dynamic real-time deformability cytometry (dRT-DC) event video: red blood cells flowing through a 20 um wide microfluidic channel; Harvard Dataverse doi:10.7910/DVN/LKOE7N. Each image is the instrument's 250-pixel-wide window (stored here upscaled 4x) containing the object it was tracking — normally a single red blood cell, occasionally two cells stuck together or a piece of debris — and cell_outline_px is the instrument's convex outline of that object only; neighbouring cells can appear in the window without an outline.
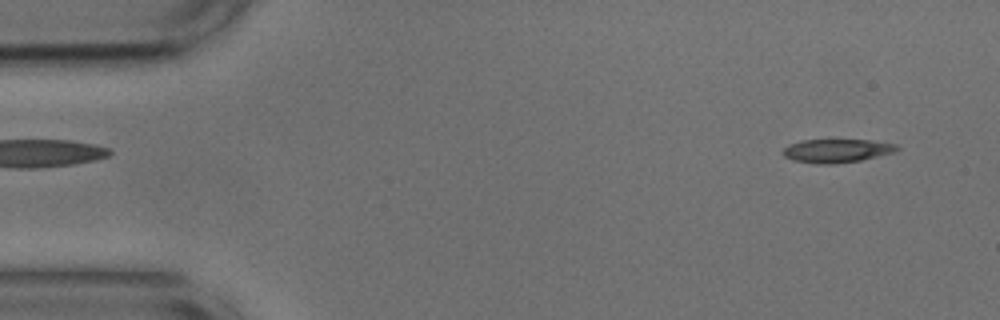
{"species": "common noctule bat (a hibernating species)", "species_latin": "Nyctalus noctula", "temperature_condition": "cold", "stored_images_in_passage": 51, "camera_frame_rate_fps": 3000, "um_per_image_px": 0.085, "animal": {"sex": "male", "body_mass_g": 17.9, "forearm_length_mm": 54.2}, "frame": {"image": 1, "passage_image": 1, "time_ms": 0.0, "image_size_px": [1000, 320], "cell_outline_px": [[900, 148], [896, 152], [860, 160], [832, 164], [820, 164], [792, 160], [784, 156], [780, 152], [788, 144], [804, 140], [872, 140], [896, 144]], "centroid_in_image_um": [71.12, 12.81], "position_along_channel_um": 13.9, "area_um2": 15.66}}
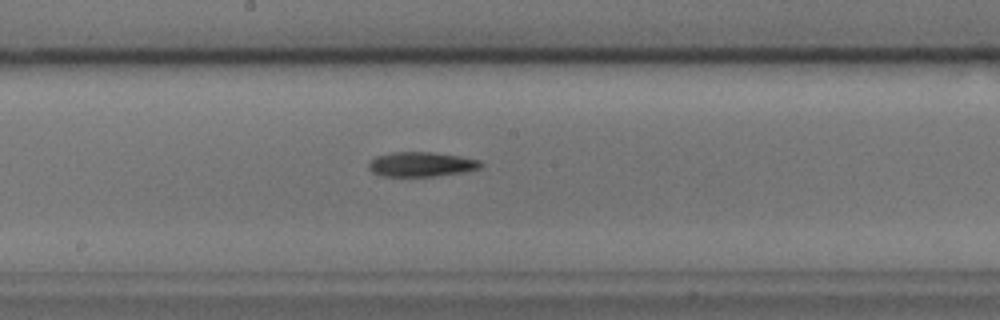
{"frame": {"image": 2, "passage_image": 25, "time_ms": 8.0, "image_size_px": [1000, 320], "cell_outline_px": [[484, 164], [480, 168], [464, 172], [432, 176], [380, 176], [372, 172], [368, 168], [368, 164], [376, 156], [392, 152], [432, 152], [460, 156], [480, 160]], "centroid_in_image_um": [35.81, 13.96], "position_along_channel_um": 212.4, "area_um2": 16.13}}
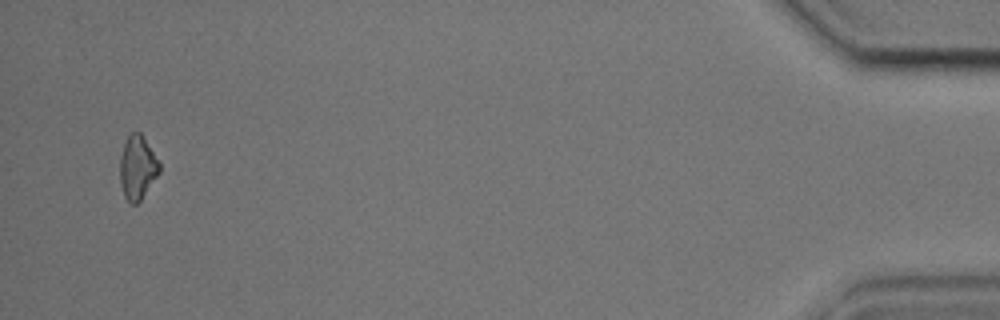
{"frame": {"image": 3, "passage_image": 49, "time_ms": 16.0, "image_size_px": [1000, 320], "cell_outline_px": [[160, 172], [140, 200], [136, 204], [132, 204], [124, 196], [120, 184], [120, 156], [124, 144], [128, 136], [132, 132], [140, 132], [160, 164]], "centroid_in_image_um": [11.67, 14.25], "position_along_channel_um": 423.5, "area_um2": 14.39}, "authors_computed_cell_mechanics": {"area_um2": 15.895, "velocity_mm_per_s": 3.6936, "shape_relaxation_time_tau1_ms": 3.2718, "shape_relaxation_time_tau2_ms": null, "deformation_change_tau1": 0.1282, "deformation_change_tau2": null}}